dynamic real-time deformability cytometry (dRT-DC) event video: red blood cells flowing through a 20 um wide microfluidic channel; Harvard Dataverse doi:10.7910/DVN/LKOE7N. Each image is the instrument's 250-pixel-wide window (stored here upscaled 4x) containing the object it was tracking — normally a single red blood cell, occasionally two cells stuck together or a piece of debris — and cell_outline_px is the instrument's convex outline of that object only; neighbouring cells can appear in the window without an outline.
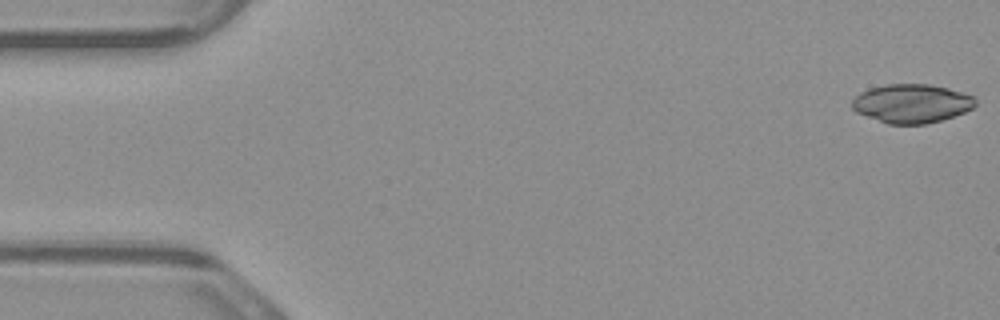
{"species": "common noctule bat (a hibernating species)", "species_latin": "Nyctalus noctula", "temperature_condition": "warm", "stored_images_in_passage": 6, "segment_of_instrument_passage": [1, 2], "camera_frame_rate_fps": 3000, "um_per_image_px": 0.085, "animal": {"sex": "male", "body_mass_g": 23.1, "forearm_length_mm": 52.7}, "frame": {"image": 1, "passage_image": 1, "time_ms": 0.0, "image_size_px": [1000, 320], "cell_outline_px": [[976, 104], [972, 108], [964, 112], [940, 120], [924, 124], [888, 124], [856, 112], [852, 108], [852, 100], [860, 92], [868, 88], [884, 84], [928, 84], [948, 88], [972, 96], [976, 100]], "centroid_in_image_um": [77.45, 8.79], "position_along_channel_um": 7.5, "area_um2": 27.74}}